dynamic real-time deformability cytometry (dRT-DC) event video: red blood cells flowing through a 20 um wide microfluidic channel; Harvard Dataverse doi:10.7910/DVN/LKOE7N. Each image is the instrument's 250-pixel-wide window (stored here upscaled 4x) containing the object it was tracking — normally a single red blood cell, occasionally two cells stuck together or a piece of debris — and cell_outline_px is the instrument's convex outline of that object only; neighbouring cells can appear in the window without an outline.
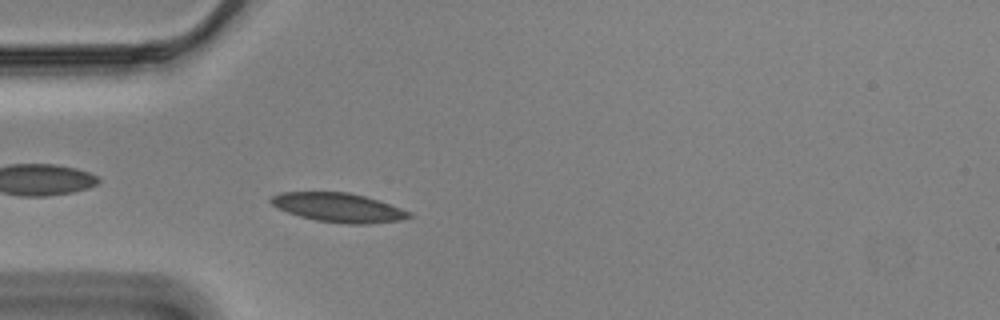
{"species": "Egyptian fruit bat (a non-hibernating species)", "species_latin": "Rousettus aegyptiacus", "temperature_condition": "cold", "stored_images_in_passage": 49, "camera_frame_rate_fps": 3000, "um_per_image_px": 0.085, "animal": {"sex": "male"}, "frame": {"image": 1, "passage_image": 14, "time_ms": 4.333, "image_size_px": [1000, 320], "cell_outline_px": [[412, 216], [400, 220], [368, 224], [348, 224], [316, 220], [300, 216], [276, 208], [268, 200], [272, 196], [280, 192], [348, 192], [364, 196], [412, 212]], "centroid_in_image_um": [28.73, 17.64], "position_along_channel_um": 56.3, "area_um2": 23.24}}
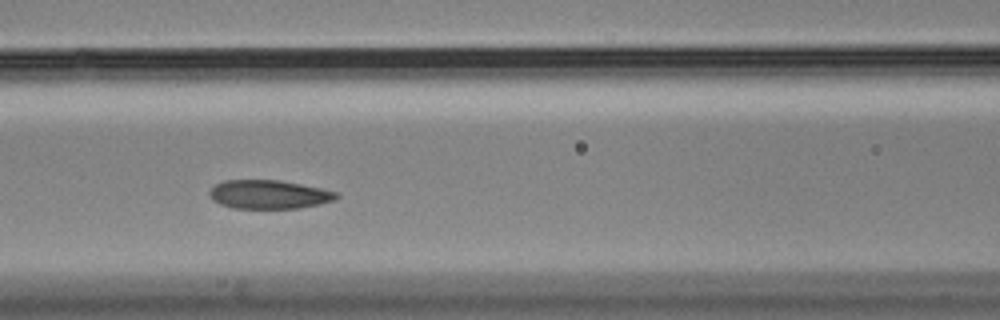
{"frame": {"image": 2, "passage_image": 22, "time_ms": 7.0, "image_size_px": [1000, 320], "cell_outline_px": [[340, 196], [336, 200], [320, 204], [296, 208], [232, 208], [220, 204], [212, 200], [208, 192], [216, 184], [224, 180], [276, 180], [300, 184], [320, 188], [336, 192]], "centroid_in_image_um": [22.85, 16.53], "position_along_channel_um": 143.8, "area_um2": 21.15}}
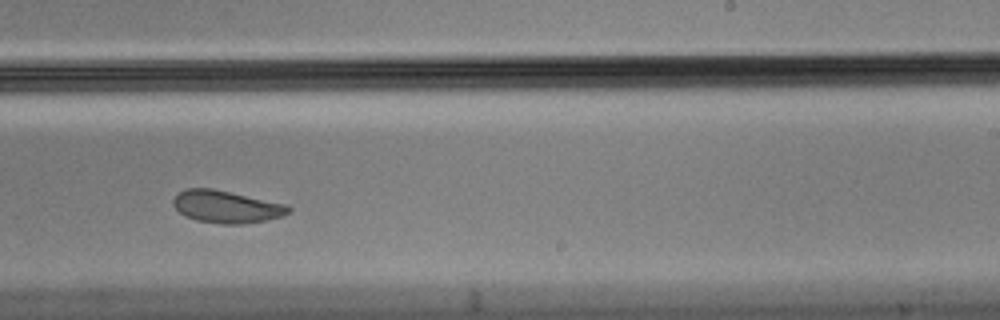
{"frame": {"image": 3, "passage_image": 33, "time_ms": 10.667, "image_size_px": [1000, 320], "cell_outline_px": [[292, 212], [280, 216], [264, 220], [240, 224], [220, 224], [196, 220], [184, 216], [172, 204], [172, 200], [184, 188], [212, 188], [288, 204], [292, 208]], "centroid_in_image_um": [19.25, 17.56], "position_along_channel_um": 269.8, "area_um2": 21.79}, "authors_computed_cell_mechanics": {"area_um2": 21.8484, "velocity_mm_per_s": 3.448, "shape_relaxation_time_tau1_ms": 3.288, "shape_relaxation_time_tau2_ms": 3.4516, "deformation_change_tau1": 0.0947, "deformation_change_tau2": 0.0438}}